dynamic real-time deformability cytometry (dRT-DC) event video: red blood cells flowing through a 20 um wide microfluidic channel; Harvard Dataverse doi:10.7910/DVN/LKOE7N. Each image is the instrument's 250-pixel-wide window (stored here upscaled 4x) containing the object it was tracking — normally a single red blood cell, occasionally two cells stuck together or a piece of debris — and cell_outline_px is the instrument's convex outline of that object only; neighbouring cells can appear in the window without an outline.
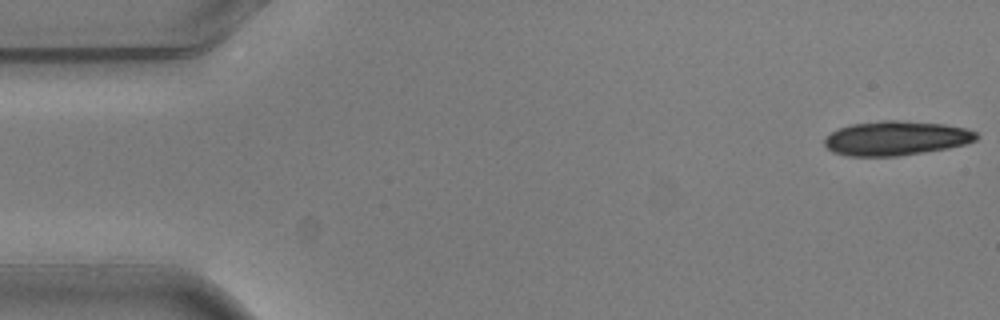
{"species": "common noctule bat (a hibernating species)", "species_latin": "Nyctalus noctula", "temperature_condition": "warm", "stored_images_in_passage": 5, "camera_frame_rate_fps": 3000, "um_per_image_px": 0.085, "animal": {"sex": "male", "body_mass_g": 20.5, "forearm_length_mm": 52.5}, "frame": {"image": 1, "passage_image": 1, "time_ms": 0.0, "image_size_px": [1000, 320], "cell_outline_px": [[980, 136], [976, 140], [964, 144], [948, 148], [900, 156], [848, 156], [832, 152], [824, 144], [824, 140], [832, 132], [840, 128], [852, 124], [880, 120], [896, 120], [944, 124], [964, 128], [976, 132]], "centroid_in_image_um": [76.17, 11.75], "position_along_channel_um": 8.8, "area_um2": 30.35}}